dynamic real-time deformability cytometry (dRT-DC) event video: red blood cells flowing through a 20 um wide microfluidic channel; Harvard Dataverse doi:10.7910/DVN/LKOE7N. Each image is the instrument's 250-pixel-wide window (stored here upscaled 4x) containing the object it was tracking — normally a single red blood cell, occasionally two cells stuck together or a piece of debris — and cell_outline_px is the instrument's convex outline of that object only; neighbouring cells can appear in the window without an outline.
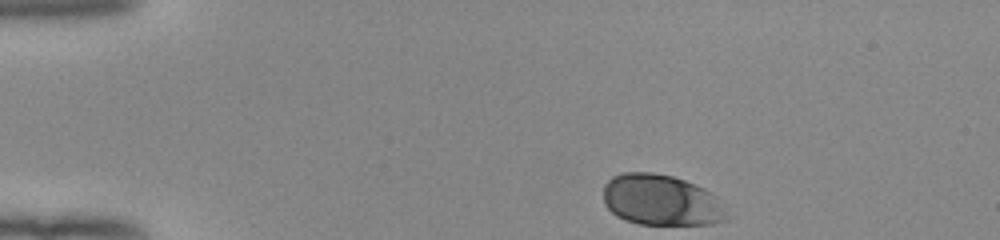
{"species": "human", "species_latin": "Homo sapiens", "temperature_condition": "room temperature", "stored_images_in_passage": 36, "camera_frame_rate_fps": 3000, "um_per_image_px": 0.085, "donor": {"sex": "female"}, "frame": {"image": 1, "passage_image": 1, "time_ms": 0.0, "image_size_px": [1000, 240], "cell_outline_px": [[732, 216], [728, 220], [712, 224], [640, 224], [624, 220], [616, 216], [604, 204], [604, 184], [612, 176], [624, 172], [652, 172], [672, 176], [696, 184], [704, 188], [716, 196]], "centroid_in_image_um": [56.24, 17.02], "position_along_channel_um": 28.8, "area_um2": 37.11}}
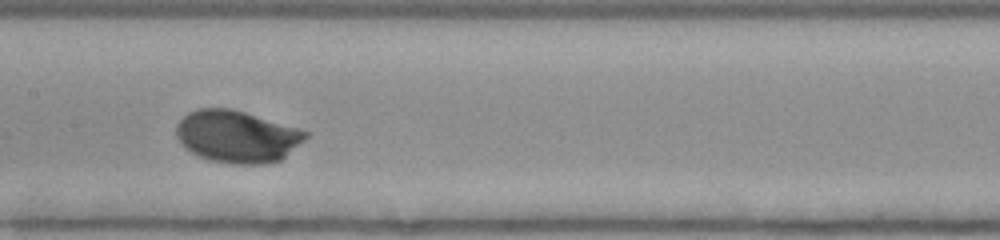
{"frame": {"image": 2, "passage_image": 19, "time_ms": 6.0, "image_size_px": [1000, 240], "cell_outline_px": [[308, 136], [304, 140], [280, 160], [264, 164], [232, 164], [208, 160], [196, 156], [180, 144], [176, 136], [176, 124], [188, 112], [196, 108], [232, 108], [296, 128], [308, 132]], "centroid_in_image_um": [20.08, 11.61], "position_along_channel_um": 187.3, "area_um2": 39.3}}
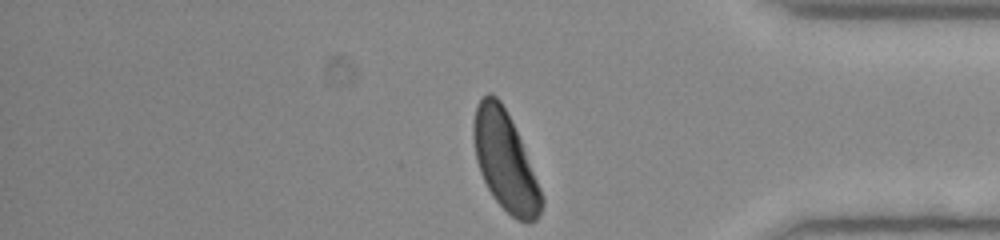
{"frame": {"image": 3, "passage_image": 36, "time_ms": 11.667, "image_size_px": [1000, 240], "cell_outline_px": [[544, 204], [536, 220], [528, 224], [516, 220], [492, 196], [480, 172], [476, 160], [472, 136], [472, 124], [476, 104], [488, 92], [496, 96], [500, 100], [520, 140], [540, 188], [544, 200]], "centroid_in_image_um": [42.91, 13.72], "position_along_channel_um": 392.3, "area_um2": 38.73}, "authors_computed_cell_mechanics": {"area_um2": 38.1769, "velocity_mm_per_s": 3.9187, "shape_relaxation_time_tau1_ms": 2.0151, "shape_relaxation_time_tau2_ms": null, "deformation_change_tau1": 0.1383, "deformation_change_tau2": null}}